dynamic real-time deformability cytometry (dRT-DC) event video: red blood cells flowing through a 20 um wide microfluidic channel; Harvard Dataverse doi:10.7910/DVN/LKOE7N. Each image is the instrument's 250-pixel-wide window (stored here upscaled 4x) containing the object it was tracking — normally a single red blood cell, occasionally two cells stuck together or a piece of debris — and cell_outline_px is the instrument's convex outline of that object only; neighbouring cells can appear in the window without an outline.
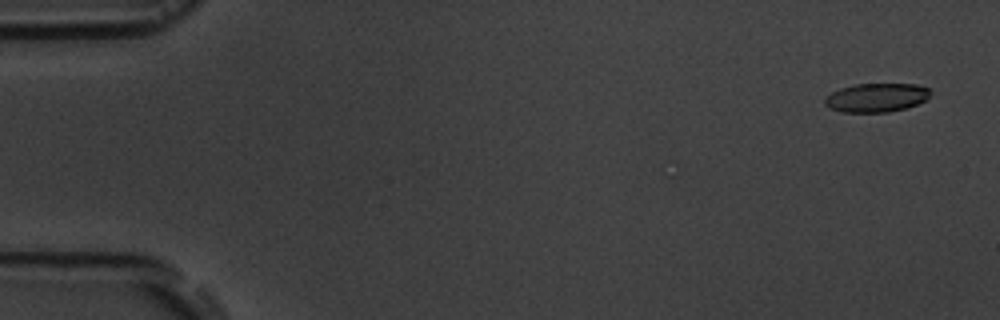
{"species": "common noctule bat (a hibernating species)", "species_latin": "Nyctalus noctula", "temperature_condition": "room temperature", "stored_images_in_passage": 5, "camera_frame_rate_fps": 3000, "um_per_image_px": 0.085, "animal": {"sex": "male", "body_mass_g": 19.5, "forearm_length_mm": 54.6}, "frame": {"image": 1, "passage_image": 1, "time_ms": 0.0, "image_size_px": [1000, 320], "cell_outline_px": [[928, 96], [924, 100], [916, 104], [904, 108], [888, 112], [844, 112], [828, 108], [824, 104], [824, 96], [840, 88], [856, 84], [916, 84], [928, 88]], "centroid_in_image_um": [74.41, 8.29], "position_along_channel_um": 10.6, "area_um2": 17.57}}
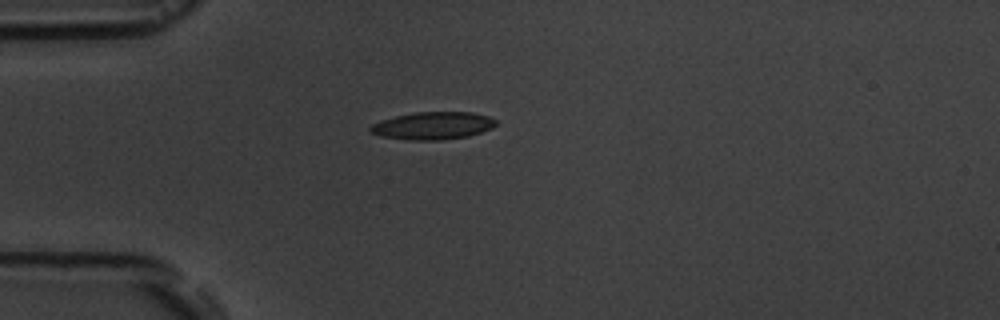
{"frame": {"image": 2, "passage_image": 5, "time_ms": 4.333, "image_size_px": [1000, 320], "cell_outline_px": [[496, 124], [492, 128], [468, 136], [440, 140], [408, 140], [380, 136], [372, 132], [368, 128], [372, 124], [380, 120], [396, 116], [416, 112], [472, 112], [488, 116], [496, 120]], "centroid_in_image_um": [36.78, 10.68], "position_along_channel_um": 48.2, "area_um2": 20.11}}